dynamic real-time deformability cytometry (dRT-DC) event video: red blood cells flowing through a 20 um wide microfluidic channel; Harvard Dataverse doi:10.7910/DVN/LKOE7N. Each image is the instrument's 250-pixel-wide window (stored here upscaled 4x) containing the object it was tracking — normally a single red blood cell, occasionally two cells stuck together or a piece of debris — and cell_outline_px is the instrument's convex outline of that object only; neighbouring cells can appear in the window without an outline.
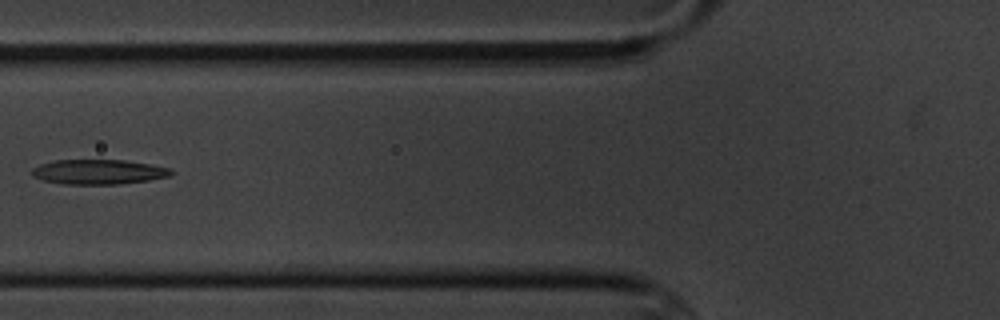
{"species": "common noctule bat (a hibernating species)", "species_latin": "Nyctalus noctula", "temperature_condition": "cold", "stored_images_in_passage": 9, "camera_frame_rate_fps": 3000, "um_per_image_px": 0.085, "animal": {"sex": "male", "body_mass_g": 20.1, "forearm_length_mm": 53.5}, "frame": {"image": 1, "passage_image": 4, "time_ms": 3.333, "image_size_px": [1000, 320], "cell_outline_px": [[176, 172], [172, 176], [148, 180], [120, 184], [64, 184], [44, 180], [32, 176], [32, 168], [40, 164], [56, 160], [124, 160], [172, 168]], "centroid_in_image_um": [8.42, 14.61], "position_along_channel_um": 117.4, "area_um2": 20.17}}
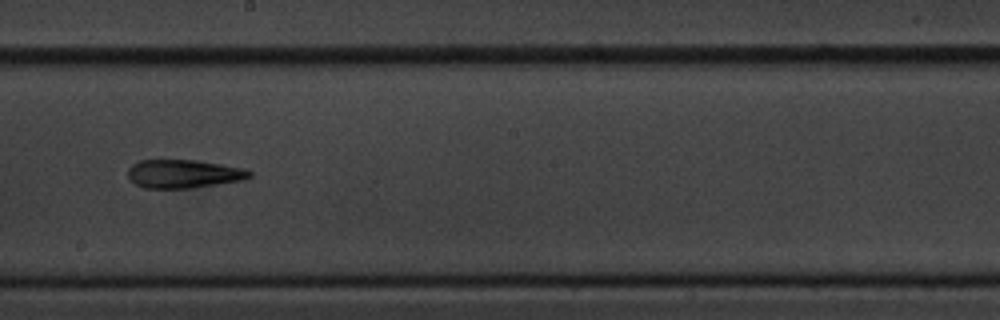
{"frame": {"image": 2, "passage_image": 7, "time_ms": 6.667, "image_size_px": [1000, 320], "cell_outline_px": [[252, 176], [240, 180], [216, 184], [188, 188], [144, 188], [128, 180], [128, 168], [132, 164], [140, 160], [192, 160], [220, 164], [244, 168], [252, 172]], "centroid_in_image_um": [15.55, 14.77], "position_along_channel_um": 232.6, "area_um2": 20.0}}
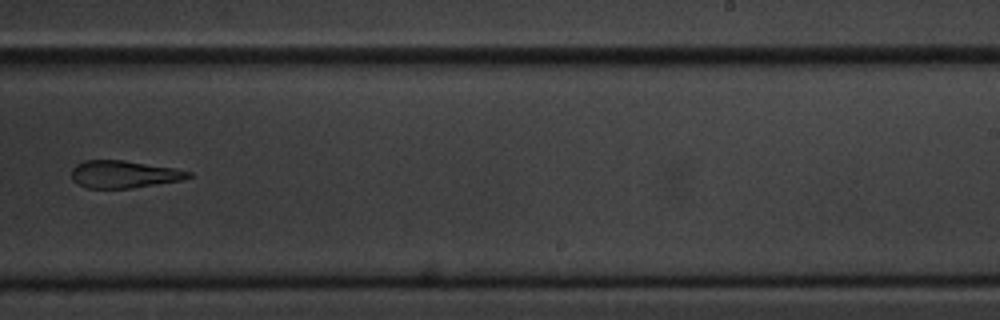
{"frame": {"image": 3, "passage_image": 8, "time_ms": 8.0, "image_size_px": [1000, 320], "cell_outline_px": [[192, 176], [184, 180], [132, 188], [88, 188], [72, 180], [72, 168], [76, 164], [84, 160], [124, 160], [176, 168], [192, 172]], "centroid_in_image_um": [10.57, 14.8], "position_along_channel_um": 278.4, "area_um2": 18.79}}